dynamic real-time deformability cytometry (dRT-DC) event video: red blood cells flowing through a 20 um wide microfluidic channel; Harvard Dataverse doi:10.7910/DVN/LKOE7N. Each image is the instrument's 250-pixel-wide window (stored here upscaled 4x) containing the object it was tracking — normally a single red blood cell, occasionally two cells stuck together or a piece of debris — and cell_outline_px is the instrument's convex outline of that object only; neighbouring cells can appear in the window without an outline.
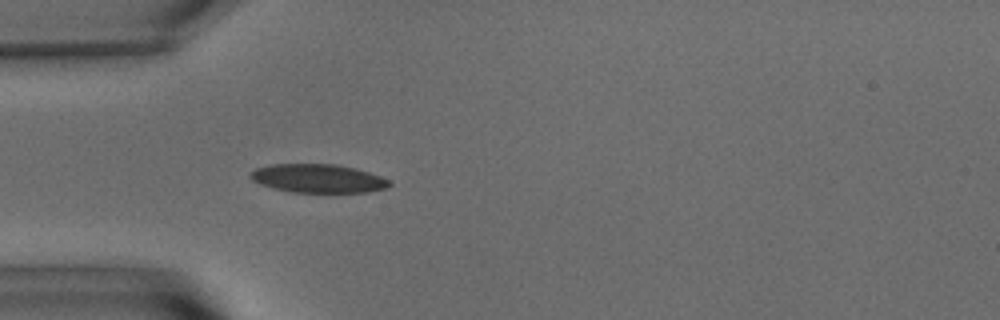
{"species": "common noctule bat (a hibernating species)", "species_latin": "Nyctalus noctula", "temperature_condition": "warm", "stored_images_in_passage": 40, "camera_frame_rate_fps": 3000, "um_per_image_px": 0.085, "animal": {"sex": "male", "body_mass_g": 15.6}, "frame": {"image": 1, "passage_image": 1, "time_ms": 0.0, "image_size_px": [1000, 320], "cell_outline_px": [[392, 184], [388, 188], [368, 192], [292, 192], [272, 188], [260, 184], [252, 180], [248, 176], [256, 168], [268, 164], [336, 164], [356, 168], [380, 176], [388, 180]], "centroid_in_image_um": [27.02, 15.16], "position_along_channel_um": 58.0, "area_um2": 23.24}}
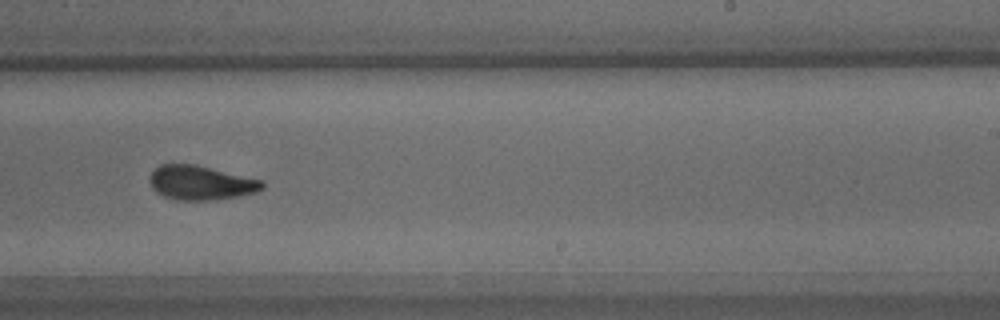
{"frame": {"image": 2, "passage_image": 19, "time_ms": 6.0, "image_size_px": [1000, 320], "cell_outline_px": [[264, 188], [256, 192], [236, 196], [208, 200], [180, 200], [164, 196], [156, 192], [152, 188], [148, 180], [148, 176], [160, 164], [196, 164], [264, 180]], "centroid_in_image_um": [17.06, 15.52], "position_along_channel_um": 271.9, "area_um2": 22.54}}
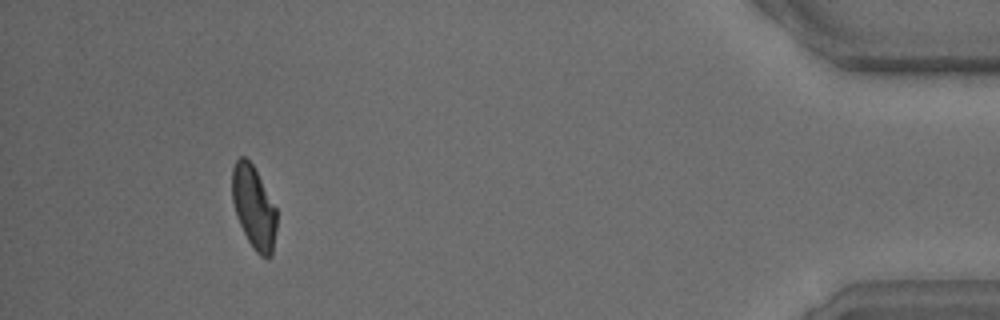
{"frame": {"image": 3, "passage_image": 36, "time_ms": 11.667, "image_size_px": [1000, 320], "cell_outline_px": [[276, 228], [272, 256], [268, 260], [260, 256], [252, 248], [236, 216], [232, 200], [232, 168], [236, 160], [240, 156], [244, 156], [252, 164], [276, 208]], "centroid_in_image_um": [21.57, 17.66], "position_along_channel_um": 413.6, "area_um2": 21.44}, "authors_computed_cell_mechanics": {"area_um2": 22.831, "velocity_mm_per_s": 3.6233, "shape_relaxation_time_tau1_ms": 4.2209, "shape_relaxation_time_tau2_ms": 1.7411, "deformation_change_tau1": 0.1398, "deformation_change_tau2": 0.0698}}